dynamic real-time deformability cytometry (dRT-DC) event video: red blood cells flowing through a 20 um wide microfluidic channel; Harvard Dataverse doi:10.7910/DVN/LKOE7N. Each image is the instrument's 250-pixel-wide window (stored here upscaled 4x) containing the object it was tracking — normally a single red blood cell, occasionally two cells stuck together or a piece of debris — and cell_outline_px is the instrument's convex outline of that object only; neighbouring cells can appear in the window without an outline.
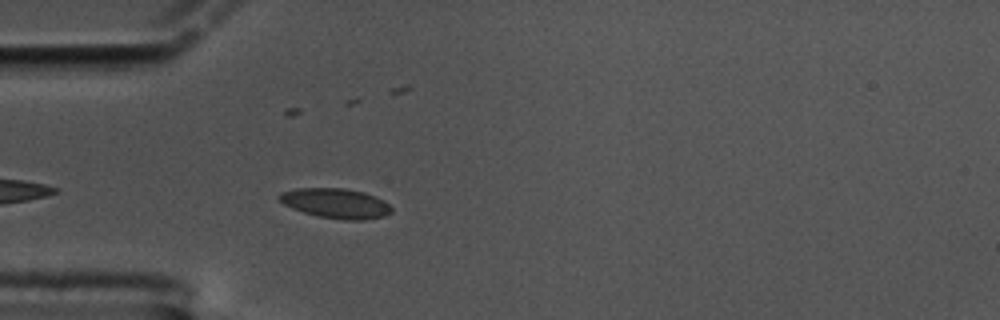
{"species": "common noctule bat (a hibernating species)", "species_latin": "Nyctalus noctula", "temperature_condition": "cold", "stored_images_in_passage": 13, "camera_frame_rate_fps": 3000, "um_per_image_px": 0.085, "animal": {"sex": "male", "body_mass_g": 17.5, "forearm_length_mm": 52.3}, "frame": {"image": 1, "passage_image": 4, "time_ms": 1.0, "image_size_px": [1000, 320], "cell_outline_px": [[392, 212], [384, 216], [364, 220], [344, 220], [320, 216], [304, 212], [292, 208], [284, 204], [276, 196], [280, 192], [296, 188], [344, 188], [364, 192], [384, 200], [392, 208]], "centroid_in_image_um": [28.54, 17.27], "position_along_channel_um": 56.5, "area_um2": 19.54}}